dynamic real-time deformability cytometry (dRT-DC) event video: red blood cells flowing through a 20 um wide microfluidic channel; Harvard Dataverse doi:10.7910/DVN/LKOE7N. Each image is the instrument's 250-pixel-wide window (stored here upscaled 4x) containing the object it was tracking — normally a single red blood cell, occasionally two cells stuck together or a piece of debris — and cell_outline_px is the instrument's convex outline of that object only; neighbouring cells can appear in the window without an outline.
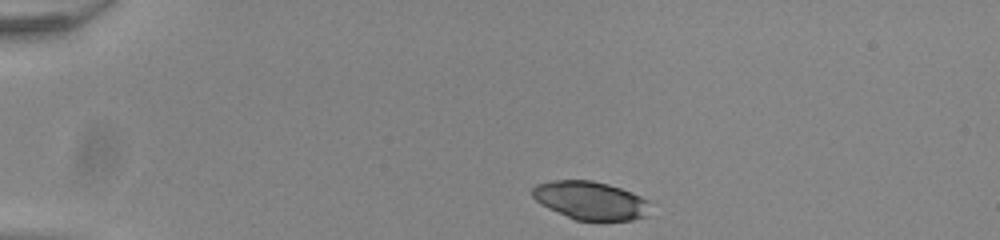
{"species": "common noctule bat (a hibernating species)", "species_latin": "Nyctalus noctula", "temperature_condition": "room temperature", "stored_images_in_passage": 43, "camera_frame_rate_fps": 3000, "um_per_image_px": 0.085, "animal": {"sex": "male", "body_mass_g": 20.0, "forearm_length_mm": 53.3}, "frame": {"image": 1, "passage_image": 1, "time_ms": 0.0, "image_size_px": [1000, 240], "cell_outline_px": [[648, 216], [632, 220], [576, 220], [548, 208], [540, 204], [532, 196], [532, 188], [536, 184], [552, 180], [592, 180], [608, 184], [632, 192], [648, 200]], "centroid_in_image_um": [50.17, 17.03], "position_along_channel_um": 34.8, "area_um2": 26.24}}
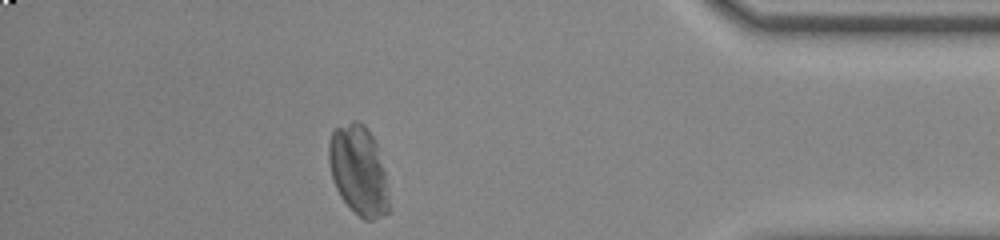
{"frame": {"image": 2, "passage_image": 37, "time_ms": 12.0, "image_size_px": [1000, 240], "cell_outline_px": [[388, 212], [372, 220], [364, 220], [340, 196], [336, 188], [332, 176], [328, 160], [328, 140], [332, 132], [336, 128], [352, 120], [356, 120], [364, 124], [372, 136], [376, 144], [384, 172], [388, 200]], "centroid_in_image_um": [30.44, 14.45], "position_along_channel_um": 404.8, "area_um2": 30.81}}